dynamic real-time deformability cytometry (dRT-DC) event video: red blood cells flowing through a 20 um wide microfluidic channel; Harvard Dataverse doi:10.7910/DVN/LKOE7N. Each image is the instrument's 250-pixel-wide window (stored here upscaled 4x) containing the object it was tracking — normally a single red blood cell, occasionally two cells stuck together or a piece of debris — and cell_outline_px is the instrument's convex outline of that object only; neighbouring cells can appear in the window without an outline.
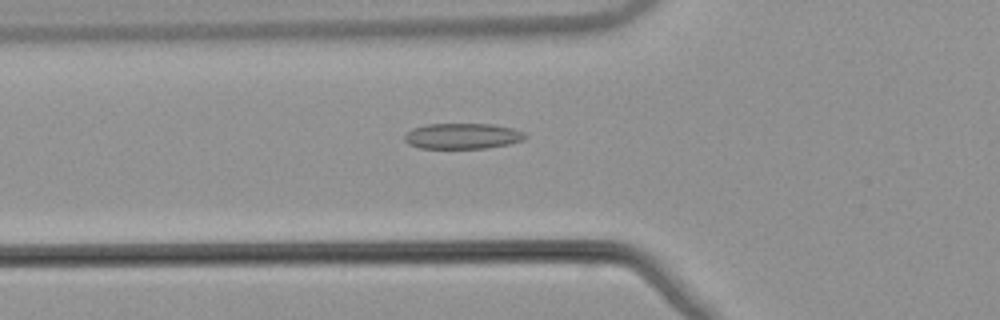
{"species": "common noctule bat (a hibernating species)", "species_latin": "Nyctalus noctula", "temperature_condition": "warm", "stored_images_in_passage": 54, "camera_frame_rate_fps": 3000, "um_per_image_px": 0.085, "animal": {"sex": "male", "body_mass_g": 21.5, "forearm_length_mm": 52.0}, "frame": {"image": 1, "passage_image": 20, "time_ms": 6.333, "image_size_px": [1000, 320], "cell_outline_px": [[528, 136], [524, 140], [508, 144], [484, 148], [420, 148], [408, 144], [404, 140], [404, 136], [412, 128], [428, 124], [492, 124], [512, 128], [524, 132]], "centroid_in_image_um": [39.32, 11.56], "position_along_channel_um": 86.5, "area_um2": 18.03}}
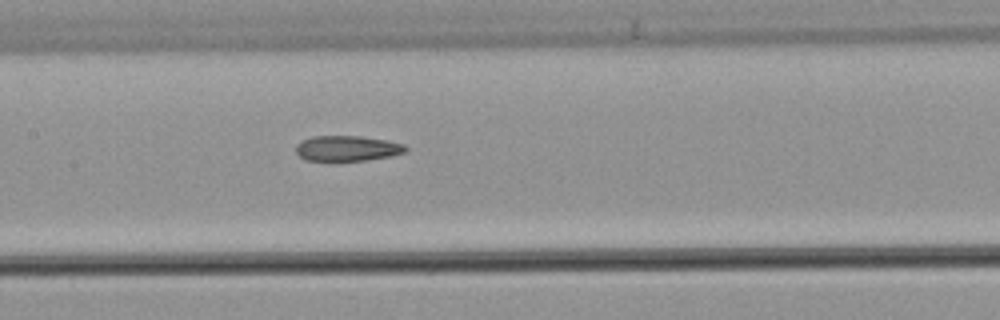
{"frame": {"image": 2, "passage_image": 27, "time_ms": 8.667, "image_size_px": [1000, 320], "cell_outline_px": [[408, 148], [404, 152], [392, 156], [336, 164], [328, 164], [304, 160], [296, 152], [296, 144], [312, 136], [360, 136], [388, 140], [404, 144]], "centroid_in_image_um": [29.46, 12.66], "position_along_channel_um": 177.9, "area_um2": 17.11}}
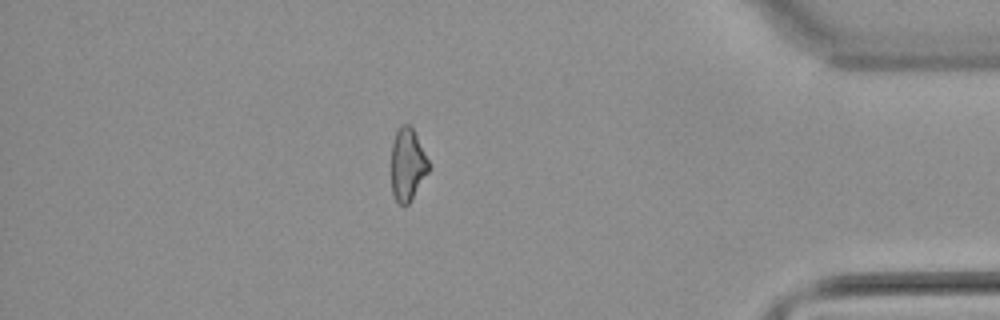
{"frame": {"image": 3, "passage_image": 47, "time_ms": 15.333, "image_size_px": [1000, 320], "cell_outline_px": [[428, 172], [408, 204], [404, 208], [396, 200], [392, 192], [392, 144], [396, 132], [400, 124], [408, 124], [412, 128], [428, 160]], "centroid_in_image_um": [34.62, 14.0], "position_along_channel_um": 400.6, "area_um2": 15.43}, "authors_computed_cell_mechanics": {"area_um2": 17.3689, "velocity_mm_per_s": 3.8937, "shape_relaxation_time_tau1_ms": null, "shape_relaxation_time_tau2_ms": 4.1421, "deformation_change_tau1": null, "deformation_change_tau2": 0.1278}}